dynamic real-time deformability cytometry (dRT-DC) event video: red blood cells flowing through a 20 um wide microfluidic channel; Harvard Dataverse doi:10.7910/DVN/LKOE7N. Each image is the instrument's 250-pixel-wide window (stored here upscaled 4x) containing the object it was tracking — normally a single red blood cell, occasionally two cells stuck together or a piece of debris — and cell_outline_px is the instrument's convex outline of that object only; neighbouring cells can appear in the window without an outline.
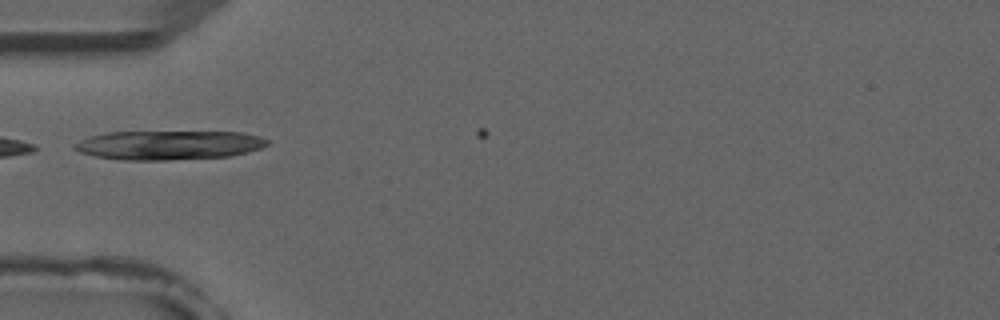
{"species": "common noctule bat (a hibernating species)", "species_latin": "Nyctalus noctula", "temperature_condition": "room temperature", "stored_images_in_passage": 4, "camera_frame_rate_fps": 3000, "um_per_image_px": 0.085, "animal": {"sex": "male", "forearm_length_mm": 52.5}, "frame": {"image": 1, "passage_image": 2, "time_ms": 0.333, "image_size_px": [1000, 320], "cell_outline_px": [[268, 144], [260, 148], [248, 152], [228, 156], [168, 160], [120, 160], [96, 156], [80, 152], [72, 148], [72, 144], [80, 140], [92, 136], [108, 132], [244, 132], [260, 136], [268, 140]], "centroid_in_image_um": [14.33, 12.33], "position_along_channel_um": 70.7, "area_um2": 32.71}}